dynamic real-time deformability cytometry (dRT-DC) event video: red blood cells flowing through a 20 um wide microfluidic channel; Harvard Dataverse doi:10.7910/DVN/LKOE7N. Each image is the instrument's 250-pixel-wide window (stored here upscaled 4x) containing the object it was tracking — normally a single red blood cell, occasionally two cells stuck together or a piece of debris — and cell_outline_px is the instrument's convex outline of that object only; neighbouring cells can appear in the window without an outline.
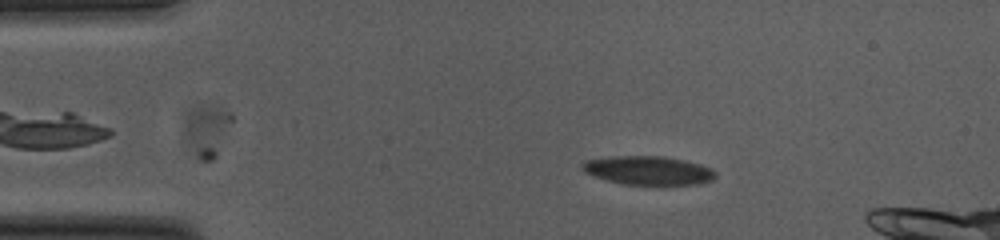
{"species": "common noctule bat (a hibernating species)", "species_latin": "Nyctalus noctula", "temperature_condition": "cold", "stored_images_in_passage": 43, "camera_frame_rate_fps": 3000, "um_per_image_px": 0.085, "animal": {"sex": "female", "body_mass_g": 23.0, "forearm_length_mm": 53.4}, "frame": {"image": 1, "passage_image": 1, "time_ms": 0.0, "image_size_px": [1000, 240], "cell_outline_px": [[716, 176], [712, 180], [696, 184], [624, 184], [608, 180], [584, 172], [580, 164], [584, 160], [612, 156], [664, 156], [684, 160], [700, 164], [712, 168], [716, 172]], "centroid_in_image_um": [55.1, 14.47], "position_along_channel_um": 29.9, "area_um2": 22.2}}
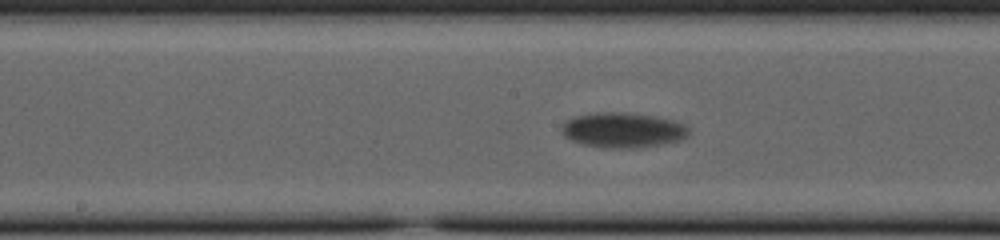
{"frame": {"image": 2, "passage_image": 21, "time_ms": 6.667, "image_size_px": [1000, 240], "cell_outline_px": [[688, 136], [680, 140], [660, 144], [632, 148], [612, 148], [584, 144], [572, 140], [564, 136], [560, 128], [572, 116], [596, 112], [624, 112], [656, 116], [676, 120], [688, 124]], "centroid_in_image_um": [52.98, 11.03], "position_along_channel_um": 195.2, "area_um2": 26.07}}
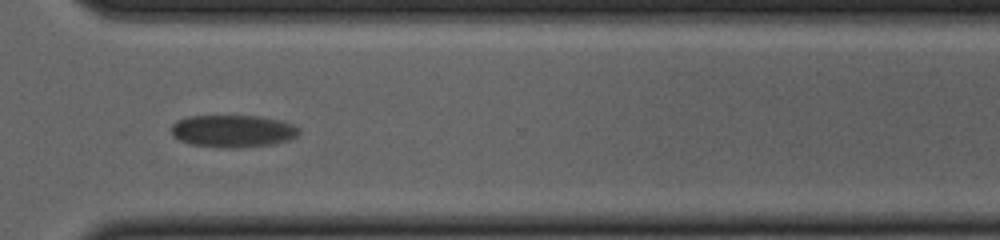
{"frame": {"image": 3, "passage_image": 35, "time_ms": 11.333, "image_size_px": [1000, 240], "cell_outline_px": [[300, 132], [296, 136], [288, 140], [276, 144], [236, 148], [220, 148], [192, 144], [180, 140], [172, 136], [172, 124], [176, 120], [188, 116], [260, 116], [280, 120], [292, 124], [300, 128]], "centroid_in_image_um": [19.8, 11.14], "position_along_channel_um": 350.8, "area_um2": 24.28}, "authors_computed_cell_mechanics": {"area_um2": 23.5824, "velocity_mm_per_s": 3.2996, "shape_relaxation_time_tau1_ms": 7.5577, "shape_relaxation_time_tau2_ms": null, "deformation_change_tau1": 0.1547, "deformation_change_tau2": null}}